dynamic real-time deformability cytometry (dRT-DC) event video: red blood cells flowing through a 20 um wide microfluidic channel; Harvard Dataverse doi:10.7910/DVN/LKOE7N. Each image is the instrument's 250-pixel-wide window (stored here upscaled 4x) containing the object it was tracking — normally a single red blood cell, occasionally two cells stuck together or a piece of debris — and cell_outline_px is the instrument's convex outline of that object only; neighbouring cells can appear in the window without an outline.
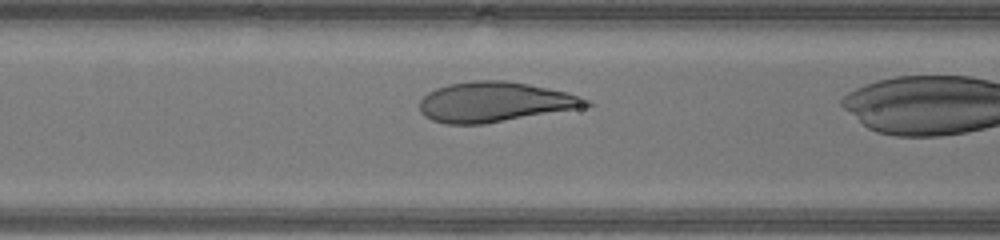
{"species": "human", "species_latin": "Homo sapiens", "temperature_condition": "warm", "stored_images_in_passage": 28, "camera_frame_rate_fps": 3000, "um_per_image_px": 0.085, "donor": {"sex": "male"}, "frame": {"image": 1, "passage_image": 10, "time_ms": 3.0, "image_size_px": [1000, 240], "cell_outline_px": [[596, 104], [576, 108], [484, 124], [448, 124], [432, 120], [424, 116], [420, 112], [420, 100], [428, 92], [436, 88], [448, 84], [472, 80], [504, 80], [528, 84], [548, 88], [580, 96]], "centroid_in_image_um": [42.0, 8.66], "position_along_channel_um": 124.6, "area_um2": 38.49}}
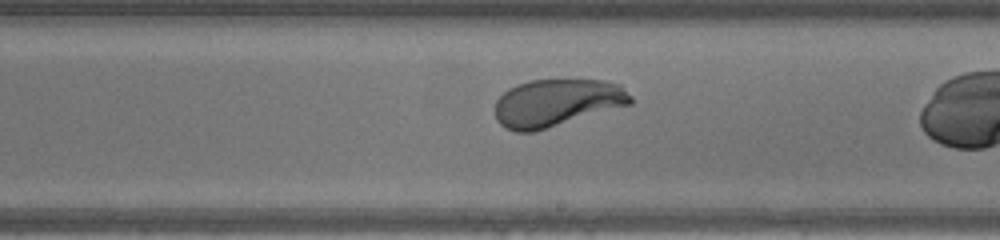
{"frame": {"image": 2, "passage_image": 18, "time_ms": 5.667, "image_size_px": [1000, 240], "cell_outline_px": [[636, 100], [632, 104], [532, 132], [516, 132], [504, 128], [496, 120], [496, 100], [508, 88], [516, 84], [528, 80], [604, 80], [620, 84]], "centroid_in_image_um": [47.34, 8.73], "position_along_channel_um": 241.7, "area_um2": 37.63}}
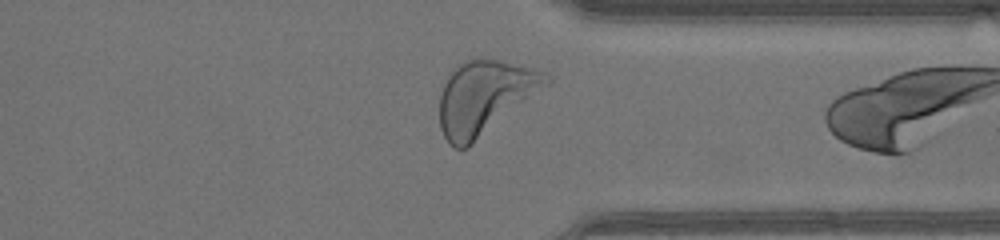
{"frame": {"image": 3, "passage_image": 27, "time_ms": 8.667, "image_size_px": [1000, 240], "cell_outline_px": [[552, 80], [548, 84], [468, 148], [456, 148], [448, 144], [440, 128], [440, 96], [444, 84], [452, 68], [456, 64], [464, 60], [500, 60], [548, 72], [552, 76]], "centroid_in_image_um": [41.18, 8.27], "position_along_channel_um": 370.2, "area_um2": 45.43}}